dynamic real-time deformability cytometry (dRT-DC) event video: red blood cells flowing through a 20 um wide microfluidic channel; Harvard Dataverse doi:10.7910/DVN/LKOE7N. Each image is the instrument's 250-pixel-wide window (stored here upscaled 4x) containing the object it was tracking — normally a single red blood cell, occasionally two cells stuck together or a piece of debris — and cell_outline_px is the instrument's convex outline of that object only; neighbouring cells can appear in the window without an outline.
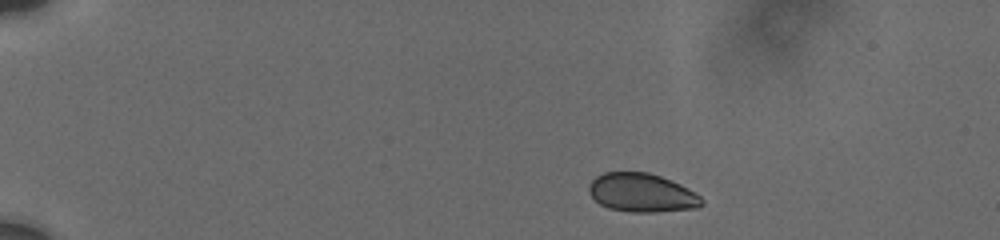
{"species": "human", "species_latin": "Homo sapiens", "temperature_condition": "cold", "stored_images_in_passage": 7, "camera_frame_rate_fps": 3000, "um_per_image_px": 0.085, "donor": {"sex": "male"}, "frame": {"image": 1, "passage_image": 1, "time_ms": 0.0, "image_size_px": [1000, 240], "cell_outline_px": [[704, 204], [696, 208], [656, 212], [632, 212], [608, 208], [600, 204], [588, 192], [588, 188], [592, 180], [596, 176], [604, 172], [648, 172], [660, 176], [680, 184], [696, 192], [704, 200]], "centroid_in_image_um": [54.57, 16.39], "position_along_channel_um": 30.4, "area_um2": 25.49}}
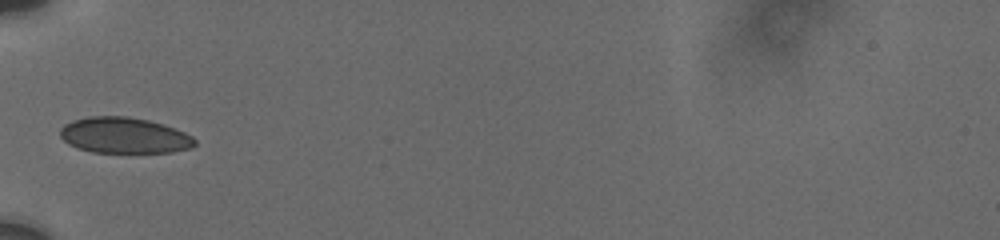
{"frame": {"image": 2, "passage_image": 5, "time_ms": 3.667, "image_size_px": [1000, 240], "cell_outline_px": [[196, 144], [192, 148], [172, 152], [92, 152], [76, 148], [68, 144], [60, 136], [60, 128], [64, 124], [72, 120], [88, 116], [128, 116], [148, 120], [164, 124], [184, 132], [192, 136], [196, 140]], "centroid_in_image_um": [10.55, 11.5], "position_along_channel_um": 74.5, "area_um2": 28.38}}
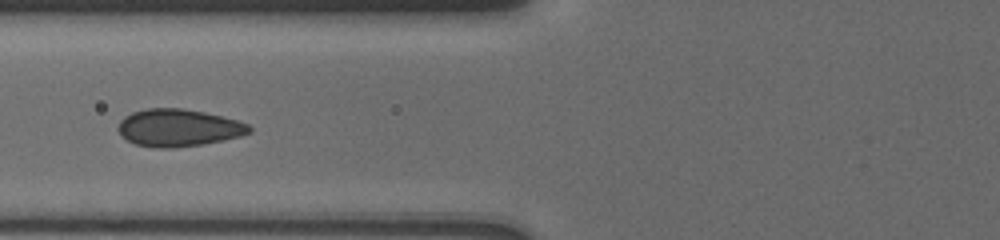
{"frame": {"image": 3, "passage_image": 6, "time_ms": 4.667, "image_size_px": [1000, 240], "cell_outline_px": [[252, 132], [240, 136], [224, 140], [204, 144], [172, 148], [156, 148], [136, 144], [120, 136], [116, 128], [120, 120], [124, 116], [132, 112], [148, 108], [180, 108], [204, 112], [236, 120], [248, 124], [252, 128]], "centroid_in_image_um": [15.14, 10.87], "position_along_channel_um": 110.7, "area_um2": 28.67}}